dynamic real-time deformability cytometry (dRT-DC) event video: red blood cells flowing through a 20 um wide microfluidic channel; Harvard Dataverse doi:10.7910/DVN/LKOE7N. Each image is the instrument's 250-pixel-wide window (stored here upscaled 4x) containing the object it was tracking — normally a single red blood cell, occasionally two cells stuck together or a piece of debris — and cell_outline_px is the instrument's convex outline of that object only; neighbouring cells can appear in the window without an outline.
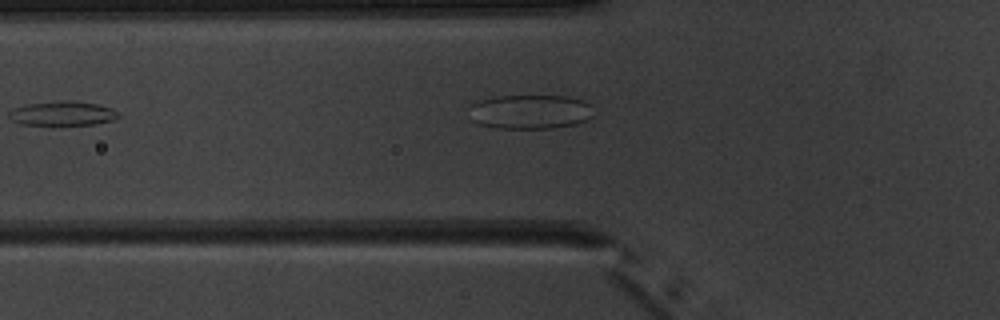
{"species": "common noctule bat (a hibernating species)", "species_latin": "Nyctalus noctula", "temperature_condition": "warm", "stored_images_in_passage": 3, "camera_frame_rate_fps": 3000, "um_per_image_px": 0.085, "animal": {"sex": "male", "body_mass_g": 20.1, "forearm_length_mm": 53.5}, "frame": {"image": 1, "passage_image": 3, "time_ms": 2.333, "image_size_px": [1000, 320], "cell_outline_px": [[592, 116], [576, 124], [552, 128], [500, 128], [476, 124], [472, 120], [472, 104], [480, 100], [500, 96], [568, 96], [580, 100], [588, 104]], "centroid_in_image_um": [45.04, 9.51], "position_along_channel_um": 80.8, "area_um2": 24.39}}